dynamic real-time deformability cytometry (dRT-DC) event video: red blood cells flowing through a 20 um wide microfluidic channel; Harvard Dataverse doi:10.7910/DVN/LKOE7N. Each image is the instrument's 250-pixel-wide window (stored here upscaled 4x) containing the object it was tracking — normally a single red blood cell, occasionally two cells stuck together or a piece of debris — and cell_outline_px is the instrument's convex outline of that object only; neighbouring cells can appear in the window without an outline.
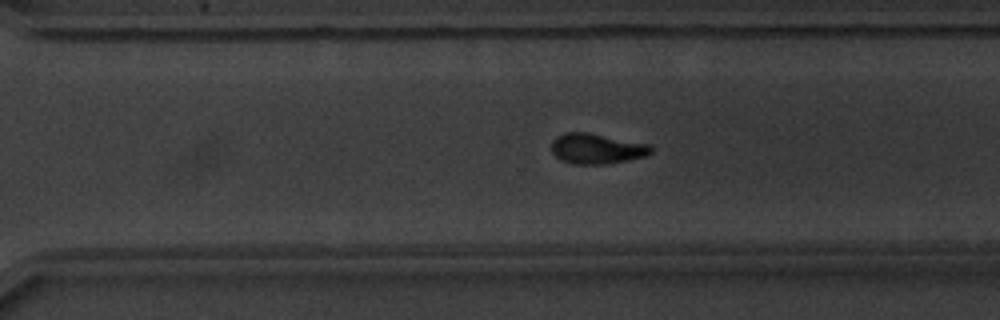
{"species": "common noctule bat (a hibernating species)", "species_latin": "Nyctalus noctula", "temperature_condition": "warm", "stored_images_in_passage": 42, "camera_frame_rate_fps": 3000, "um_per_image_px": 0.085, "animal": {"sex": "male", "body_mass_g": 20.1, "forearm_length_mm": 53.5}, "frame": {"image": 1, "passage_image": 30, "time_ms": 9.667, "image_size_px": [1000, 320], "cell_outline_px": [[652, 152], [644, 156], [628, 160], [604, 164], [572, 164], [560, 160], [552, 152], [552, 140], [556, 136], [568, 132], [588, 132], [648, 144], [652, 148]], "centroid_in_image_um": [50.68, 12.63], "position_along_channel_um": 319.9, "area_um2": 17.51}, "authors_computed_cell_mechanics": {"area_um2": 17.34, "velocity_mm_per_s": 3.8099, "shape_relaxation_time_tau1_ms": 2.0034, "shape_relaxation_time_tau2_ms": 2.2052, "deformation_change_tau1": 0.1797, "deformation_change_tau2": 0.0865}}